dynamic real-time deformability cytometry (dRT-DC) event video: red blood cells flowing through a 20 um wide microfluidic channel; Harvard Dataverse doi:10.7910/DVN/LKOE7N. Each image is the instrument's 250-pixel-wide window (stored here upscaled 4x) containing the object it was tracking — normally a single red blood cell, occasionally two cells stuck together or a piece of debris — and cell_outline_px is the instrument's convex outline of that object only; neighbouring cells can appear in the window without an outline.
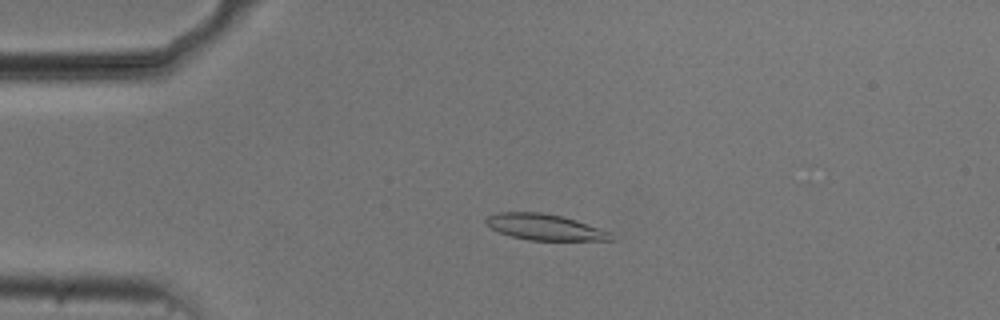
{"species": "common noctule bat (a hibernating species)", "species_latin": "Nyctalus noctula", "temperature_condition": "cold", "stored_images_in_passage": 53, "camera_frame_rate_fps": 3000, "um_per_image_px": 0.085, "animal": {"sex": "male", "body_mass_g": 20.5, "forearm_length_mm": 52.5}, "frame": {"image": 1, "passage_image": 11, "time_ms": 3.333, "image_size_px": [1000, 320], "cell_outline_px": [[616, 240], [528, 240], [512, 236], [500, 232], [484, 224], [484, 220], [488, 216], [500, 212], [540, 212], [560, 216], [576, 220], [608, 232]], "centroid_in_image_um": [46.25, 19.3], "position_along_channel_um": 38.8, "area_um2": 18.61}}
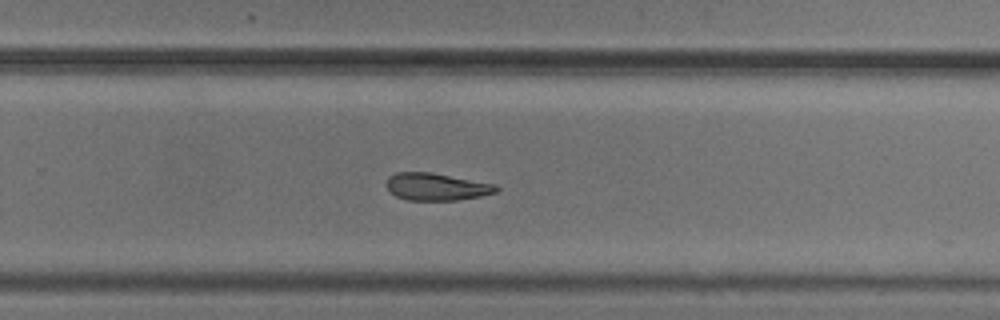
{"frame": {"image": 2, "passage_image": 34, "time_ms": 11.0, "image_size_px": [1000, 320], "cell_outline_px": [[500, 188], [496, 192], [480, 196], [456, 200], [408, 200], [396, 196], [384, 184], [388, 176], [396, 172], [432, 172], [496, 184]], "centroid_in_image_um": [37.09, 15.86], "position_along_channel_um": 292.7, "area_um2": 17.57}}
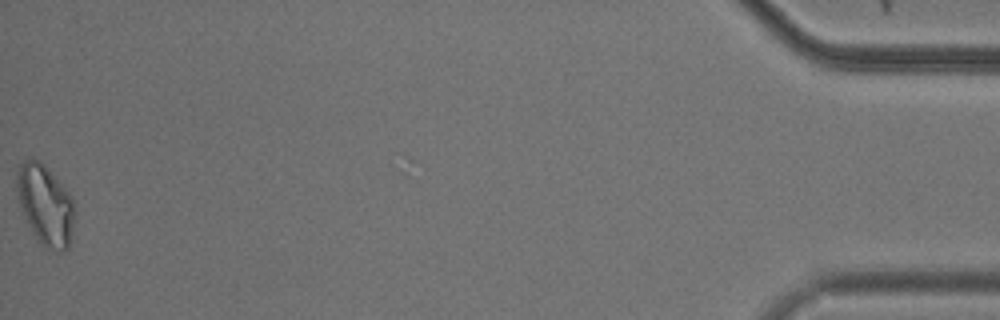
{"frame": {"image": 3, "passage_image": 53, "time_ms": 17.333, "image_size_px": [1000, 320], "cell_outline_px": [[76, 216], [72, 236], [68, 248], [64, 252], [48, 248], [32, 232], [20, 208], [16, 188], [16, 172], [20, 164], [24, 160], [32, 156], [40, 160], [48, 168], [72, 196], [76, 212]], "centroid_in_image_um": [3.87, 17.37], "position_along_channel_um": 431.3, "area_um2": 27.46}, "authors_computed_cell_mechanics": {"area_um2": 19.363, "velocity_mm_per_s": 3.7276, "shape_relaxation_time_tau1_ms": 6.9671, "shape_relaxation_time_tau2_ms": 7.543, "deformation_change_tau1": 0.1412, "deformation_change_tau2": 0.1716}}